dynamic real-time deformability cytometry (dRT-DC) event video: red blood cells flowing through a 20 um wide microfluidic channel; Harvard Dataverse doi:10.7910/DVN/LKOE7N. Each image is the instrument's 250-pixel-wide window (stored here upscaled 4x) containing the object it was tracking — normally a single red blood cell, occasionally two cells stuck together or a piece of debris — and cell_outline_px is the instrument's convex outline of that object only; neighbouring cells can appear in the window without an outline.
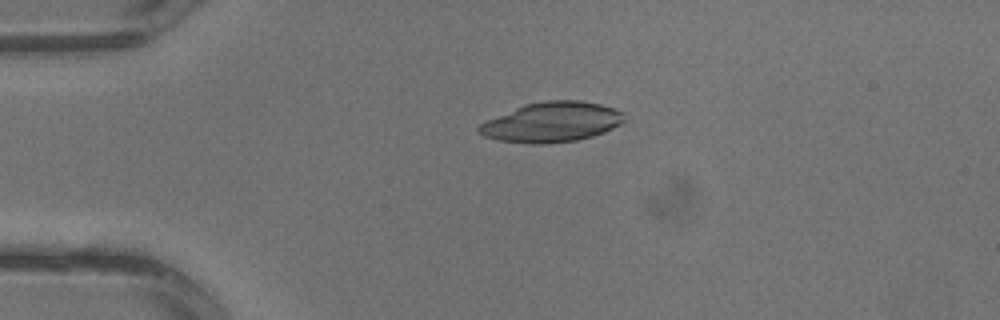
{"species": "common noctule bat (a hibernating species)", "species_latin": "Nyctalus noctula", "temperature_condition": "warm", "stored_images_in_passage": 2, "camera_frame_rate_fps": 3000, "um_per_image_px": 0.085, "animal": {"sex": "male", "body_mass_g": 13.3}, "frame": {"image": 1, "passage_image": 2, "time_ms": 0.333, "image_size_px": [1000, 320], "cell_outline_px": [[624, 120], [620, 124], [604, 132], [592, 136], [576, 140], [548, 144], [532, 144], [500, 140], [484, 136], [476, 132], [476, 128], [480, 124], [488, 120], [524, 104], [548, 100], [580, 100], [600, 104], [624, 112]], "centroid_in_image_um": [46.9, 10.38], "position_along_channel_um": 38.1, "area_um2": 33.7}}